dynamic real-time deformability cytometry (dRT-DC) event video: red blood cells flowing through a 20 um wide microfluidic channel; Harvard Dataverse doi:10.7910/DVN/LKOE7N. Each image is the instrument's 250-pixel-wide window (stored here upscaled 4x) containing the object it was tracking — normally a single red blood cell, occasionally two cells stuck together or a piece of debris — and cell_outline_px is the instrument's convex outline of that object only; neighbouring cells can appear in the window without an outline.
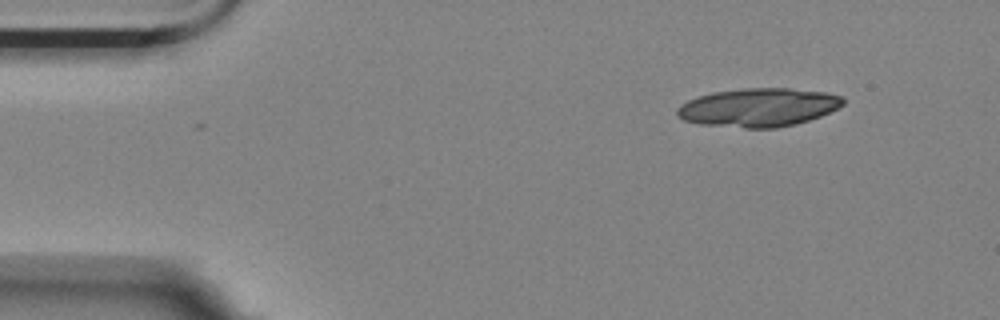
{"species": "Egyptian fruit bat (a non-hibernating species)", "species_latin": "Rousettus aegyptiacus", "temperature_condition": "room temperature", "stored_images_in_passage": 3, "camera_frame_rate_fps": 3000, "um_per_image_px": 0.085, "animal": {"sex": "female"}, "frame": {"image": 1, "passage_image": 3, "time_ms": 0.667, "image_size_px": [1000, 320], "cell_outline_px": [[844, 104], [820, 116], [796, 124], [776, 128], [744, 128], [700, 124], [684, 120], [676, 116], [676, 108], [680, 104], [688, 100], [712, 92], [744, 88], [788, 88], [824, 92], [844, 96]], "centroid_in_image_um": [64.44, 9.13], "position_along_channel_um": 20.6, "area_um2": 37.28}}